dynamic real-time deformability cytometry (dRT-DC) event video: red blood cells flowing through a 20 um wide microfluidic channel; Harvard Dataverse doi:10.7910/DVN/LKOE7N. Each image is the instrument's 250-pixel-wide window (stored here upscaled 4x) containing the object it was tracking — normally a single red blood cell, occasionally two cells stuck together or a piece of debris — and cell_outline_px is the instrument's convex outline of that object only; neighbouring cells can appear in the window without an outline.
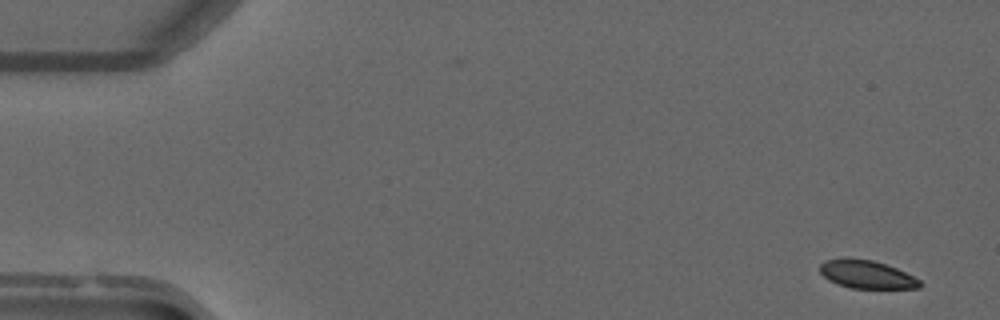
{"species": "common noctule bat (a hibernating species)", "species_latin": "Nyctalus noctula", "temperature_condition": "warm", "stored_images_in_passage": 53, "camera_frame_rate_fps": 3000, "um_per_image_px": 0.085, "animal": {"sex": "male", "forearm_length_mm": 52.5}, "frame": {"image": 1, "passage_image": 3, "time_ms": 0.667, "image_size_px": [1000, 320], "cell_outline_px": [[924, 284], [920, 288], [852, 288], [828, 280], [820, 272], [820, 264], [828, 260], [872, 260], [896, 268], [920, 280]], "centroid_in_image_um": [73.72, 23.36], "position_along_channel_um": 11.3, "area_um2": 15.72}}
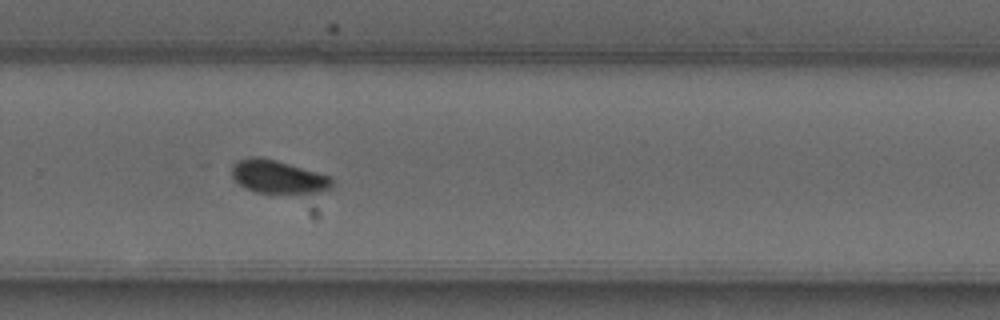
{"frame": {"image": 2, "passage_image": 35, "time_ms": 11.333, "image_size_px": [1000, 320], "cell_outline_px": [[332, 188], [320, 192], [256, 192], [240, 184], [232, 176], [232, 164], [236, 160], [252, 156], [260, 156], [276, 160], [332, 176]], "centroid_in_image_um": [23.64, 14.99], "position_along_channel_um": 306.2, "area_um2": 19.19}}
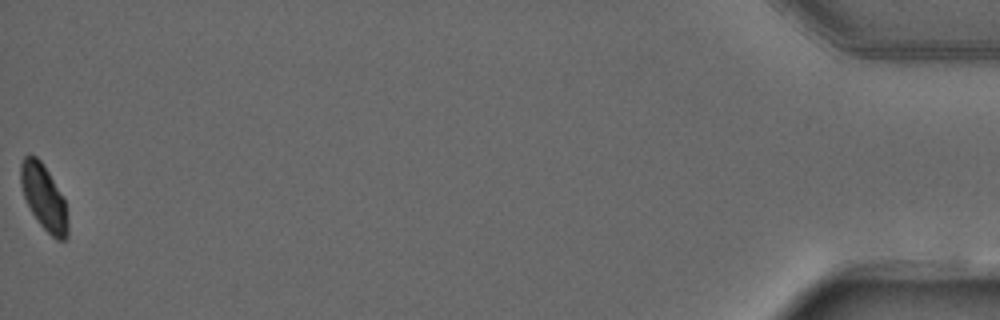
{"frame": {"image": 3, "passage_image": 52, "time_ms": 17.0, "image_size_px": [1000, 320], "cell_outline_px": [[68, 236], [64, 240], [56, 240], [40, 224], [32, 212], [24, 196], [20, 184], [20, 164], [24, 156], [36, 156], [40, 160], [48, 172], [64, 200], [68, 220]], "centroid_in_image_um": [3.72, 16.79], "position_along_channel_um": 431.5, "area_um2": 17.57}}